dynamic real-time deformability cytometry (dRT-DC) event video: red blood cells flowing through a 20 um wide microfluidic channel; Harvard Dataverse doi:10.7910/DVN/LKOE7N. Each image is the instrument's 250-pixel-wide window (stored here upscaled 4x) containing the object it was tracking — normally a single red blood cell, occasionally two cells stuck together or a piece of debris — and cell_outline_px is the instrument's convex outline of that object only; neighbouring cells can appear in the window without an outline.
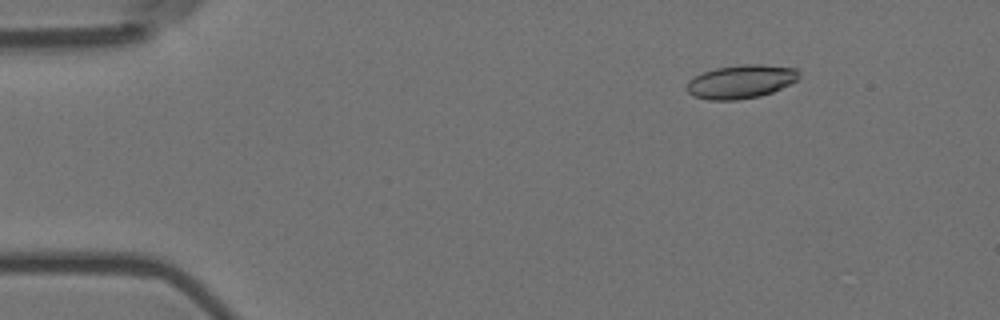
{"species": "Egyptian fruit bat (a non-hibernating species)", "species_latin": "Rousettus aegyptiacus", "temperature_condition": "room temperature", "stored_images_in_passage": 35, "camera_frame_rate_fps": 3000, "um_per_image_px": 0.085, "animal": {"sex": "female"}, "frame": {"image": 1, "passage_image": 8, "time_ms": 2.333, "image_size_px": [1000, 320], "cell_outline_px": [[800, 76], [796, 80], [772, 92], [760, 96], [736, 100], [708, 100], [692, 96], [684, 88], [688, 80], [704, 72], [716, 68], [740, 64], [760, 64], [796, 68], [800, 72]], "centroid_in_image_um": [62.94, 6.94], "position_along_channel_um": 22.1, "area_um2": 22.02}}
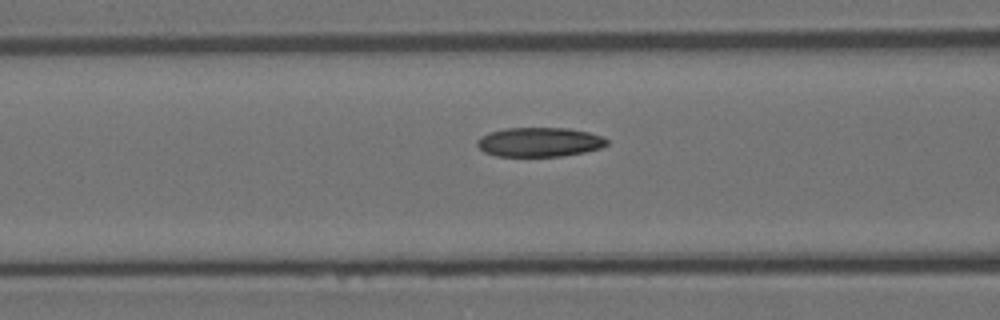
{"frame": {"image": 2, "passage_image": 23, "time_ms": 7.333, "image_size_px": [1000, 320], "cell_outline_px": [[608, 144], [600, 148], [584, 152], [560, 156], [496, 156], [484, 152], [476, 144], [476, 140], [480, 136], [488, 132], [504, 128], [568, 128], [588, 132], [604, 136], [608, 140]], "centroid_in_image_um": [45.83, 12.07], "position_along_channel_um": 120.8, "area_um2": 22.31}}
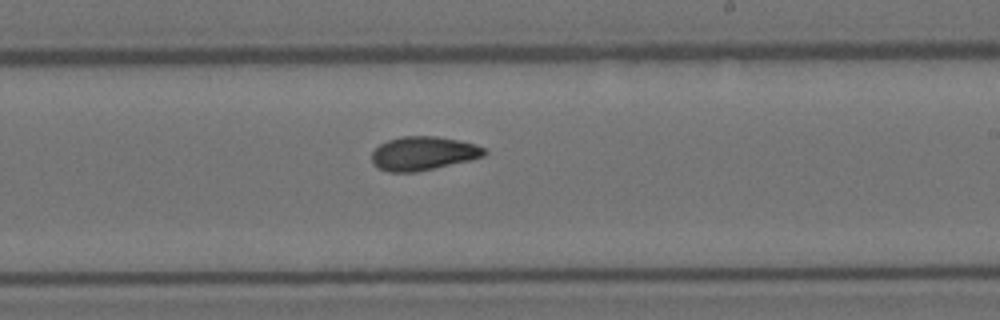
{"frame": {"image": 3, "passage_image": 34, "time_ms": 11.0, "image_size_px": [1000, 320], "cell_outline_px": [[488, 152], [484, 156], [468, 160], [416, 172], [388, 172], [372, 164], [372, 152], [380, 144], [388, 140], [404, 136], [436, 136], [476, 144], [484, 148]], "centroid_in_image_um": [35.95, 13.03], "position_along_channel_um": 253.0, "area_um2": 21.91}}